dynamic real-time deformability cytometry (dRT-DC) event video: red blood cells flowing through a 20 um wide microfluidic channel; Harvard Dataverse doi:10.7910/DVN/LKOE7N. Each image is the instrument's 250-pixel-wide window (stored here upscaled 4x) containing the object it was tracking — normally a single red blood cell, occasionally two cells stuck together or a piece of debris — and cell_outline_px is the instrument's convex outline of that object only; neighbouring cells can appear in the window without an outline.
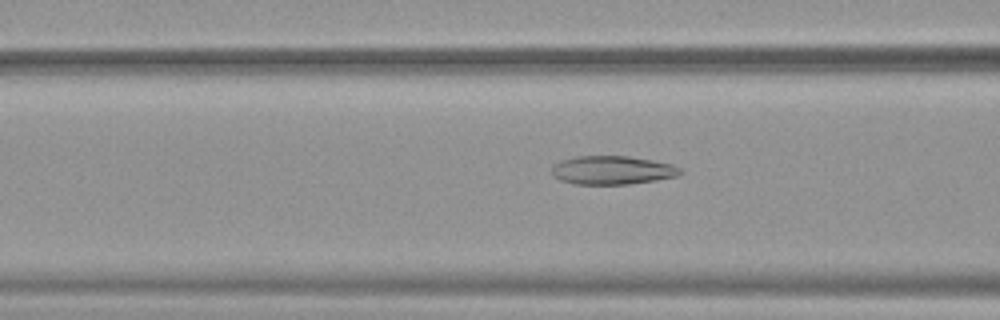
{"species": "common noctule bat (a hibernating species)", "species_latin": "Nyctalus noctula", "temperature_condition": "warm", "stored_images_in_passage": 50, "camera_frame_rate_fps": 3000, "um_per_image_px": 0.085, "animal": {"sex": "female", "body_mass_g": 19.9}, "frame": {"image": 1, "passage_image": 21, "time_ms": 6.667, "image_size_px": [1000, 320], "cell_outline_px": [[684, 172], [676, 176], [656, 180], [628, 184], [572, 184], [560, 180], [552, 176], [552, 164], [560, 160], [576, 156], [628, 156], [652, 160], [672, 164], [680, 168]], "centroid_in_image_um": [52.01, 14.46], "position_along_channel_um": 114.6, "area_um2": 21.56}}
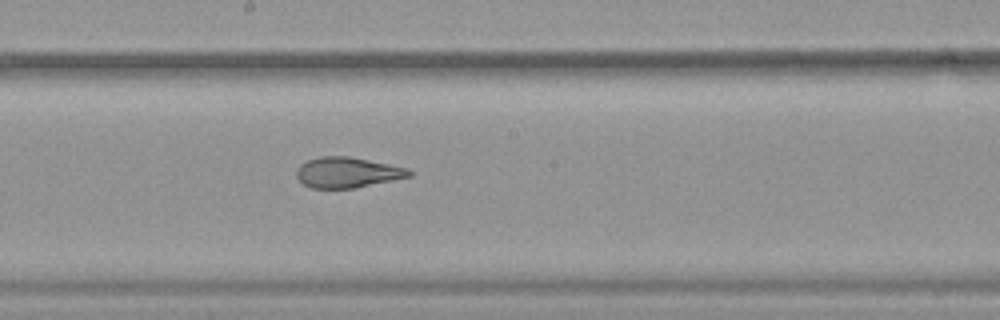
{"frame": {"image": 2, "passage_image": 29, "time_ms": 9.333, "image_size_px": [1000, 320], "cell_outline_px": [[412, 176], [352, 188], [312, 188], [304, 184], [296, 176], [296, 168], [300, 164], [308, 160], [320, 156], [348, 156], [408, 168], [412, 172]], "centroid_in_image_um": [29.5, 14.65], "position_along_channel_um": 218.7, "area_um2": 19.83}}
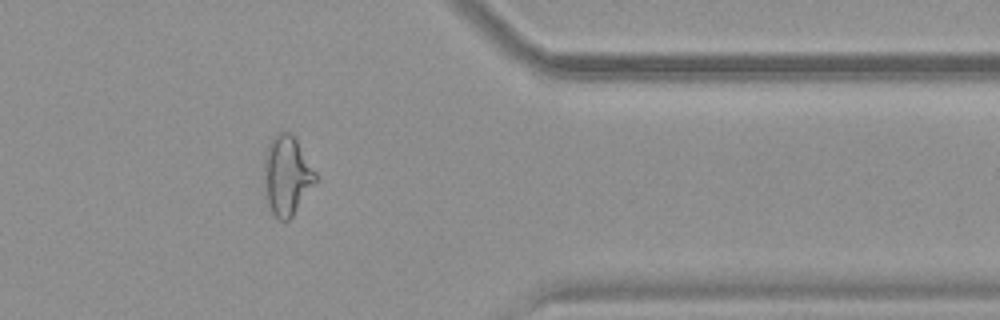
{"frame": {"image": 3, "passage_image": 43, "time_ms": 14.0, "image_size_px": [1000, 320], "cell_outline_px": [[316, 184], [292, 216], [288, 220], [280, 220], [272, 212], [264, 196], [264, 156], [268, 144], [280, 132], [292, 132], [316, 172]], "centroid_in_image_um": [24.38, 14.92], "position_along_channel_um": 387.0, "area_um2": 23.87}}